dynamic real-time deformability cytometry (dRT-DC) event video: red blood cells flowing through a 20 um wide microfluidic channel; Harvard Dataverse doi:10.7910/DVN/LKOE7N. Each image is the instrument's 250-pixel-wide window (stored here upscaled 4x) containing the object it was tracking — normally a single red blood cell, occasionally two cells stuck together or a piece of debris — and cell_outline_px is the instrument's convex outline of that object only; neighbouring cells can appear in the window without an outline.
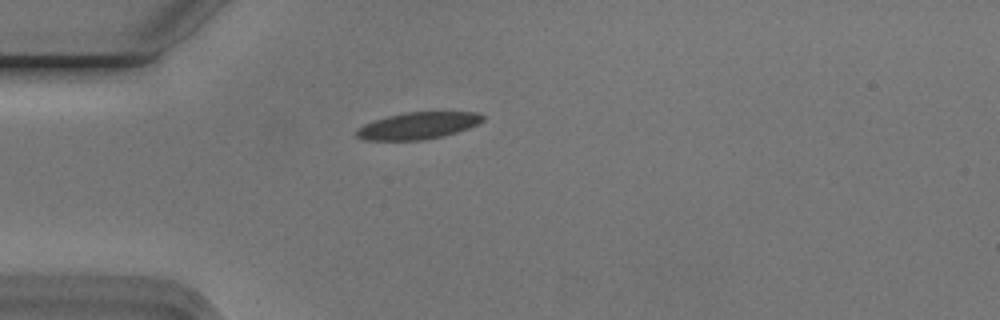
{"species": "Egyptian fruit bat (a non-hibernating species)", "species_latin": "Rousettus aegyptiacus", "temperature_condition": "cold", "stored_images_in_passage": 6, "camera_frame_rate_fps": 3000, "um_per_image_px": 0.085, "animal": {"sex": "male"}, "frame": {"image": 1, "passage_image": 5, "time_ms": 1.333, "image_size_px": [1000, 320], "cell_outline_px": [[484, 120], [468, 128], [456, 132], [424, 140], [364, 140], [356, 136], [356, 128], [364, 124], [388, 116], [404, 112], [476, 112], [484, 116]], "centroid_in_image_um": [35.5, 10.68], "position_along_channel_um": 49.5, "area_um2": 19.59}}